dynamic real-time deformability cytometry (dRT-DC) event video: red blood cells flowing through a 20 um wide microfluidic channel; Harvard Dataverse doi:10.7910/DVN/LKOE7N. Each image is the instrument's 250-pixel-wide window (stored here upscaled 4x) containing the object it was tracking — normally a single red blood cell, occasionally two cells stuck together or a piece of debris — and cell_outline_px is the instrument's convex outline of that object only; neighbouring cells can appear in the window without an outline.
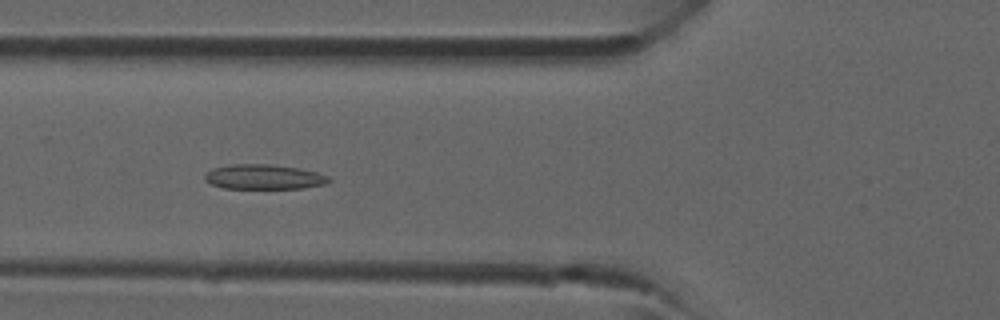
{"species": "common noctule bat (a hibernating species)", "species_latin": "Nyctalus noctula", "temperature_condition": "room temperature", "stored_images_in_passage": 36, "camera_frame_rate_fps": 3000, "um_per_image_px": 0.085, "animal": {"sex": "male", "forearm_length_mm": 52.5}, "frame": {"image": 1, "passage_image": 11, "time_ms": 3.333, "image_size_px": [1000, 320], "cell_outline_px": [[332, 180], [324, 184], [304, 188], [224, 188], [212, 184], [204, 180], [204, 176], [212, 168], [228, 164], [272, 164], [300, 168], [316, 172], [328, 176]], "centroid_in_image_um": [22.42, 15.02], "position_along_channel_um": 103.4, "area_um2": 17.98}}
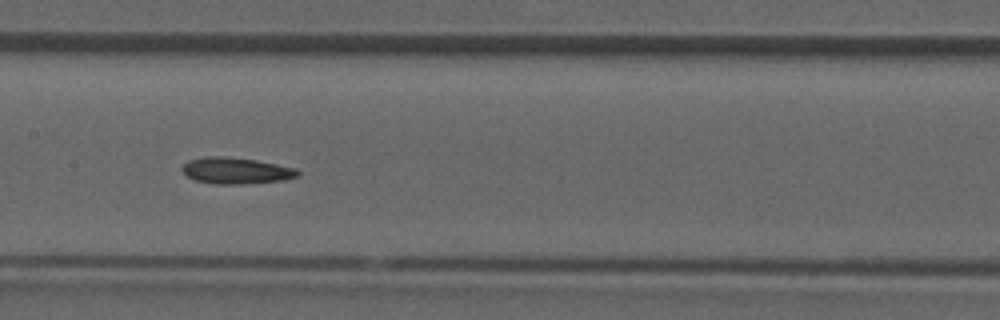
{"frame": {"image": 2, "passage_image": 16, "time_ms": 5.0, "image_size_px": [1000, 320], "cell_outline_px": [[300, 176], [284, 180], [244, 184], [216, 184], [196, 180], [188, 176], [180, 168], [188, 160], [204, 156], [220, 156], [256, 160], [296, 168], [300, 172]], "centroid_in_image_um": [20.08, 14.5], "position_along_channel_um": 187.3, "area_um2": 17.74}}
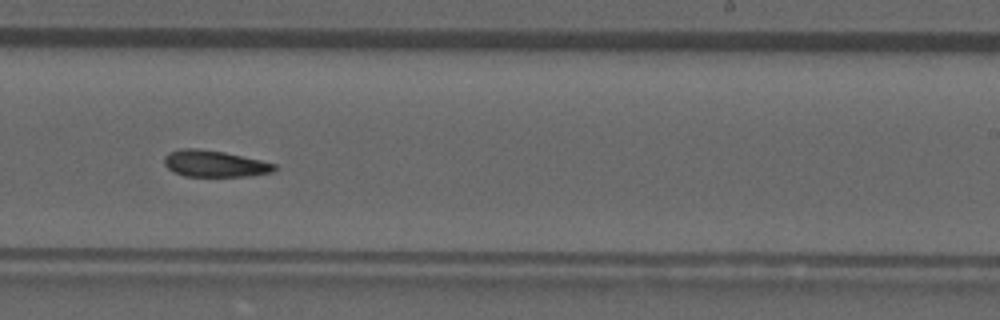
{"frame": {"image": 3, "passage_image": 21, "time_ms": 6.667, "image_size_px": [1000, 320], "cell_outline_px": [[276, 168], [272, 172], [252, 176], [184, 176], [168, 168], [164, 164], [164, 156], [168, 152], [180, 148], [196, 148], [224, 152], [260, 160], [276, 164]], "centroid_in_image_um": [18.22, 13.91], "position_along_channel_um": 270.8, "area_um2": 16.99}}